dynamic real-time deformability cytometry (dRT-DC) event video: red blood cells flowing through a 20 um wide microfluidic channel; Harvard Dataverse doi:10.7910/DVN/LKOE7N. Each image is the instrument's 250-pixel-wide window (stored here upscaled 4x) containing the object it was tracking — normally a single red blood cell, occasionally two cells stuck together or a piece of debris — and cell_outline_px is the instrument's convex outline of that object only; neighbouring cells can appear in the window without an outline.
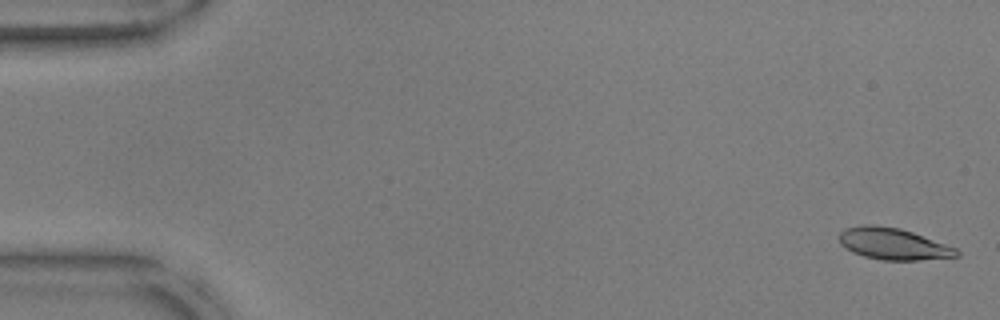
{"species": "common noctule bat (a hibernating species)", "species_latin": "Nyctalus noctula", "temperature_condition": "warm", "stored_images_in_passage": 14, "camera_frame_rate_fps": 3000, "um_per_image_px": 0.085, "animal": {"sex": "male", "body_mass_g": 17.9, "forearm_length_mm": 54.2}, "frame": {"image": 1, "passage_image": 2, "time_ms": 0.333, "image_size_px": [1000, 320], "cell_outline_px": [[960, 256], [920, 260], [880, 260], [864, 256], [852, 252], [844, 248], [840, 244], [840, 232], [844, 228], [864, 224], [876, 224], [900, 228], [912, 232], [956, 248], [960, 252]], "centroid_in_image_um": [75.89, 20.72], "position_along_channel_um": 9.1, "area_um2": 21.73}}
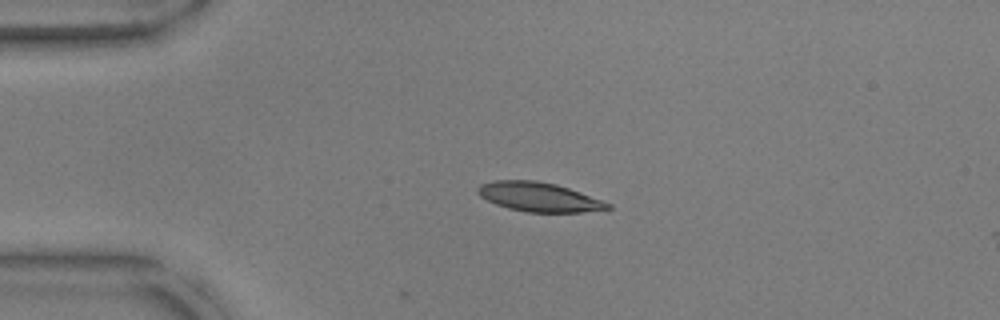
{"frame": {"image": 2, "passage_image": 13, "time_ms": 4.0, "image_size_px": [1000, 320], "cell_outline_px": [[612, 208], [580, 212], [528, 212], [508, 208], [496, 204], [480, 196], [476, 192], [476, 188], [480, 184], [496, 180], [536, 180], [556, 184], [568, 188], [612, 204]], "centroid_in_image_um": [45.77, 16.73], "position_along_channel_um": 39.2, "area_um2": 21.96}}